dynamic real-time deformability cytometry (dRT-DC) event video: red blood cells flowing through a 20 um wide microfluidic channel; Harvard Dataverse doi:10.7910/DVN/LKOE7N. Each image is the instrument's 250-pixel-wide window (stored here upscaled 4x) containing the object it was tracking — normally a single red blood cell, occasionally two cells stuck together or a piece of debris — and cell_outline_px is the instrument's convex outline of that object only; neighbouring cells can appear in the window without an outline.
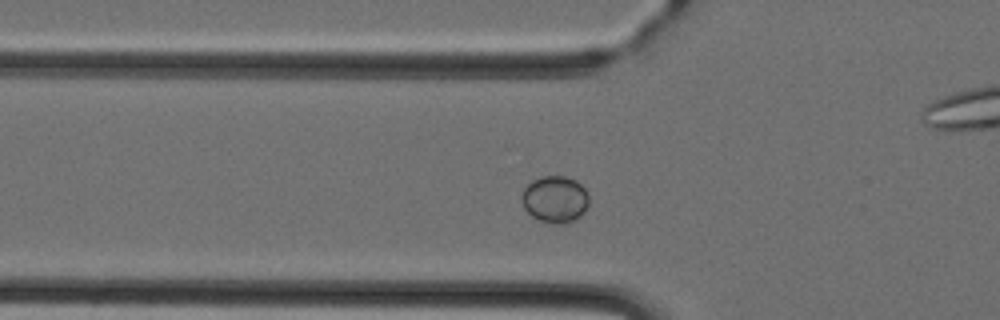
{"species": "Egyptian fruit bat (a non-hibernating species)", "species_latin": "Rousettus aegyptiacus", "temperature_condition": "cold", "stored_images_in_passage": 45, "camera_frame_rate_fps": 3000, "um_per_image_px": 0.085, "animal": {"sex": "female"}, "frame": {"image": 1, "passage_image": 12, "time_ms": 3.667, "image_size_px": [1000, 320], "cell_outline_px": [[588, 204], [584, 212], [576, 220], [560, 224], [556, 224], [540, 220], [532, 216], [524, 208], [520, 200], [520, 196], [524, 188], [532, 180], [544, 176], [564, 176], [576, 180], [588, 192]], "centroid_in_image_um": [47.16, 16.93], "position_along_channel_um": 78.6, "area_um2": 18.44}}
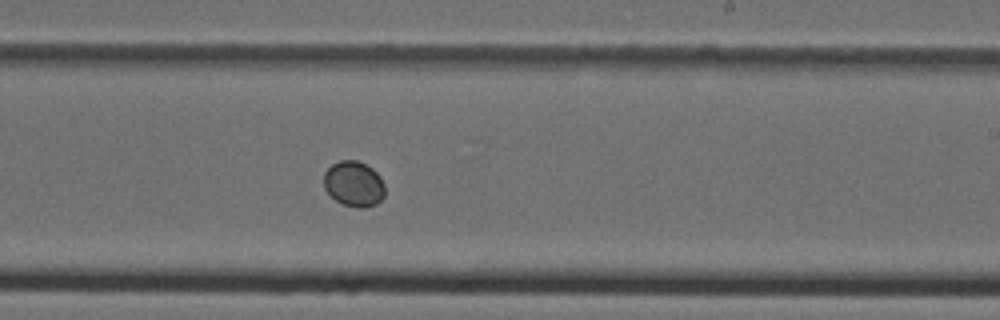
{"frame": {"image": 2, "passage_image": 25, "time_ms": 8.0, "image_size_px": [1000, 320], "cell_outline_px": [[384, 196], [376, 204], [364, 208], [360, 208], [344, 204], [336, 200], [324, 188], [324, 172], [332, 164], [340, 160], [356, 160], [372, 168], [380, 176], [384, 184]], "centroid_in_image_um": [30.08, 15.62], "position_along_channel_um": 258.9, "area_um2": 16.07}}
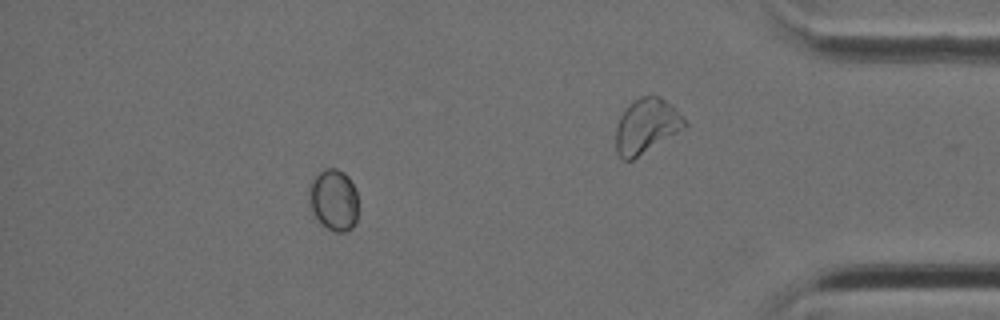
{"frame": {"image": 3, "passage_image": 39, "time_ms": 12.667, "image_size_px": [1000, 320], "cell_outline_px": [[360, 208], [356, 224], [352, 228], [344, 232], [336, 232], [328, 228], [312, 216], [308, 200], [308, 184], [324, 168], [336, 168], [344, 172], [348, 176], [356, 192]], "centroid_in_image_um": [28.37, 17.01], "position_along_channel_um": 406.8, "area_um2": 18.26}}